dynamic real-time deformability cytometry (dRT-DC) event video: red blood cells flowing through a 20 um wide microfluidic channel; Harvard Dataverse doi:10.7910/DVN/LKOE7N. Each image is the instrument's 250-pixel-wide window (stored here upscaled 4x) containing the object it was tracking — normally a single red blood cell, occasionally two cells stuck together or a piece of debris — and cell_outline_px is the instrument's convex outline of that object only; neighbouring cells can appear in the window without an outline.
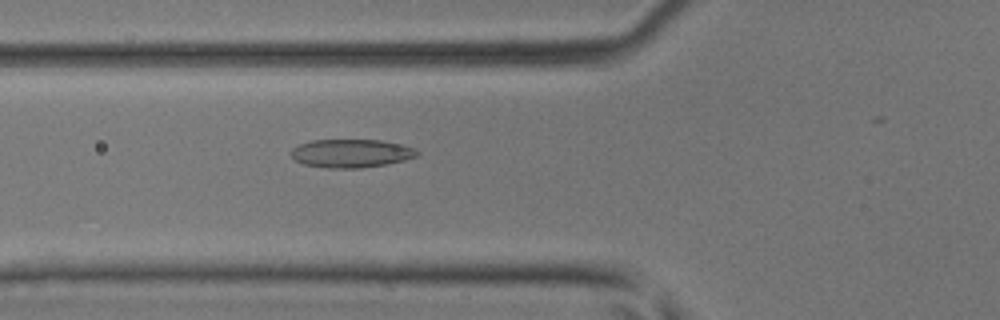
{"species": "common noctule bat (a hibernating species)", "species_latin": "Nyctalus noctula", "temperature_condition": "room temperature", "stored_images_in_passage": 13, "camera_frame_rate_fps": 3000, "um_per_image_px": 0.085, "animal": {"sex": "male", "body_mass_g": 17.9, "forearm_length_mm": 54.2}, "frame": {"image": 1, "passage_image": 4, "time_ms": 1.0, "image_size_px": [1000, 320], "cell_outline_px": [[420, 156], [388, 164], [360, 168], [328, 168], [304, 164], [296, 160], [288, 152], [292, 148], [300, 144], [312, 140], [380, 140], [404, 144], [416, 148], [420, 152]], "centroid_in_image_um": [29.91, 13.03], "position_along_channel_um": 95.9, "area_um2": 21.1}}
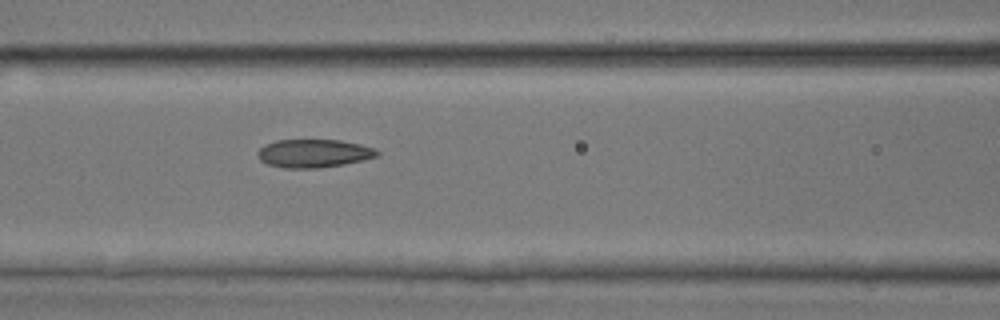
{"frame": {"image": 2, "passage_image": 7, "time_ms": 2.0, "image_size_px": [1000, 320], "cell_outline_px": [[380, 156], [364, 160], [344, 164], [320, 168], [284, 168], [268, 164], [260, 160], [256, 152], [264, 144], [276, 140], [340, 140], [360, 144], [376, 148], [380, 152]], "centroid_in_image_um": [26.69, 13.03], "position_along_channel_um": 139.9, "area_um2": 19.88}}